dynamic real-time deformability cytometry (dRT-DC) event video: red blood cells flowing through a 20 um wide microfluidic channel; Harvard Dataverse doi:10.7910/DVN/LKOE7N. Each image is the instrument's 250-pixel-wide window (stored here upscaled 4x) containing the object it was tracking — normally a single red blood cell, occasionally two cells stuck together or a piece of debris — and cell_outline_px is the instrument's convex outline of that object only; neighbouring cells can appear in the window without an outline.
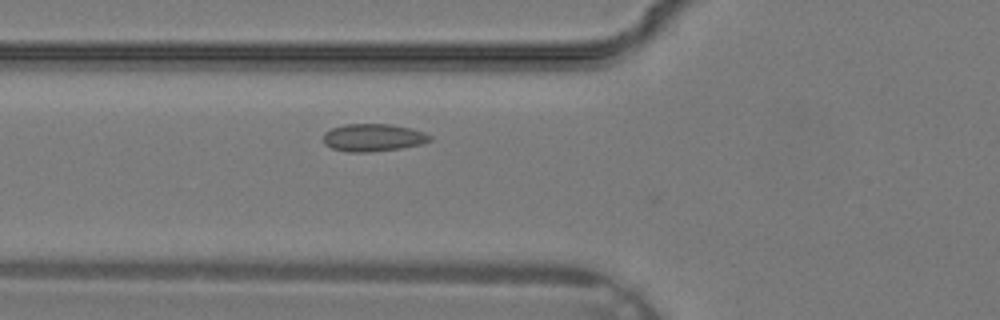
{"species": "common noctule bat (a hibernating species)", "species_latin": "Nyctalus noctula", "temperature_condition": "warm", "stored_images_in_passage": 25, "camera_frame_rate_fps": 3000, "um_per_image_px": 0.085, "animal": {"sex": "male", "body_mass_g": 19.2, "forearm_length_mm": 51.8}, "frame": {"image": 1, "passage_image": 2, "time_ms": 0.333, "image_size_px": [1000, 320], "cell_outline_px": [[432, 140], [420, 144], [400, 148], [368, 152], [348, 152], [332, 148], [324, 144], [324, 132], [332, 128], [344, 124], [392, 124], [412, 128], [424, 132], [432, 136]], "centroid_in_image_um": [31.72, 11.68], "position_along_channel_um": 94.1, "area_um2": 17.17}}
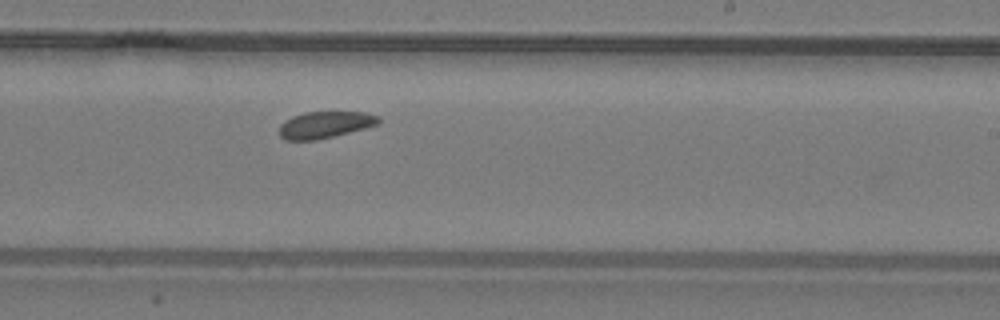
{"frame": {"image": 2, "passage_image": 11, "time_ms": 3.333, "image_size_px": [1000, 320], "cell_outline_px": [[380, 124], [316, 140], [284, 140], [280, 136], [280, 124], [284, 120], [292, 116], [304, 112], [364, 112], [380, 116]], "centroid_in_image_um": [27.61, 10.59], "position_along_channel_um": 261.4, "area_um2": 15.43}}
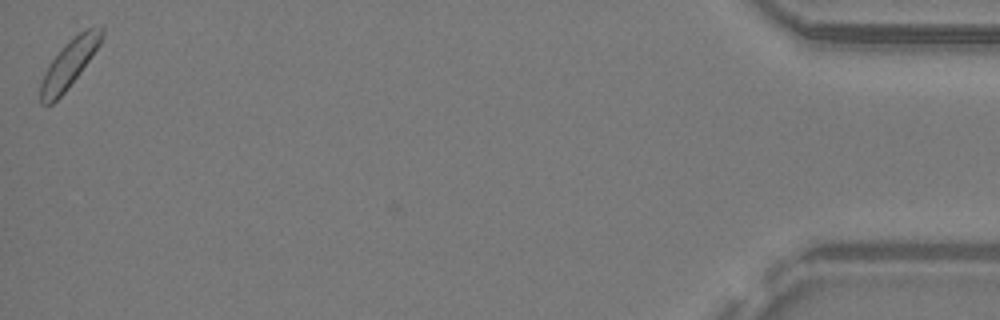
{"frame": {"image": 3, "passage_image": 25, "time_ms": 8.0, "image_size_px": [1000, 320], "cell_outline_px": [[104, 36], [100, 44], [80, 72], [68, 88], [52, 104], [44, 108], [40, 104], [40, 84], [52, 60], [68, 40], [84, 28], [100, 24], [104, 24]], "centroid_in_image_um": [5.92, 5.38], "position_along_channel_um": 429.3, "area_um2": 17.11}}